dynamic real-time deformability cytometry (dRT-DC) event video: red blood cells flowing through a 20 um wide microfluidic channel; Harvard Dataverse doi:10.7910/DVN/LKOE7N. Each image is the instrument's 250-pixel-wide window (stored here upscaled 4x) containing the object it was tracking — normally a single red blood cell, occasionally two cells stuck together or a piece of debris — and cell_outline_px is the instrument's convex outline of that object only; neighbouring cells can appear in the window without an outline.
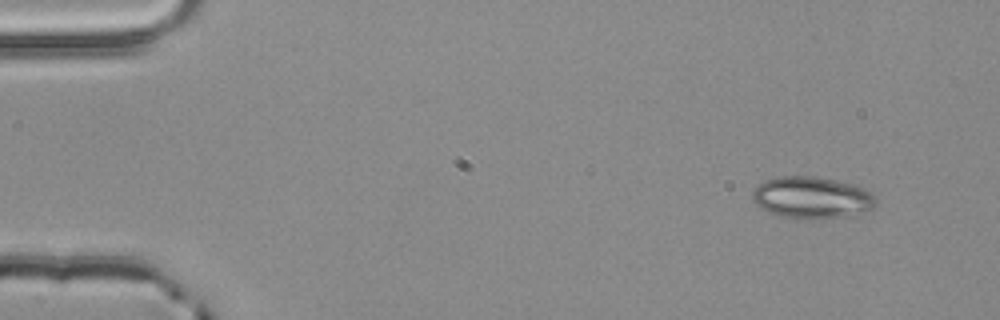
{"species": "common noctule bat (a hibernating species)", "species_latin": "Nyctalus noctula", "temperature_condition": "room temperature", "stored_images_in_passage": 51, "camera_frame_rate_fps": 3000, "um_per_image_px": 0.085, "animal": {"sex": "male", "body_mass_g": 20.4}, "frame": {"image": 1, "passage_image": 1, "time_ms": 0.0, "image_size_px": [1000, 320], "cell_outline_px": [[876, 204], [872, 208], [848, 216], [780, 216], [768, 212], [760, 208], [752, 200], [752, 192], [756, 184], [764, 180], [780, 176], [816, 176], [836, 180], [852, 184], [872, 192], [876, 196]], "centroid_in_image_um": [68.96, 16.74], "position_along_channel_um": 16.0, "area_um2": 29.48}}
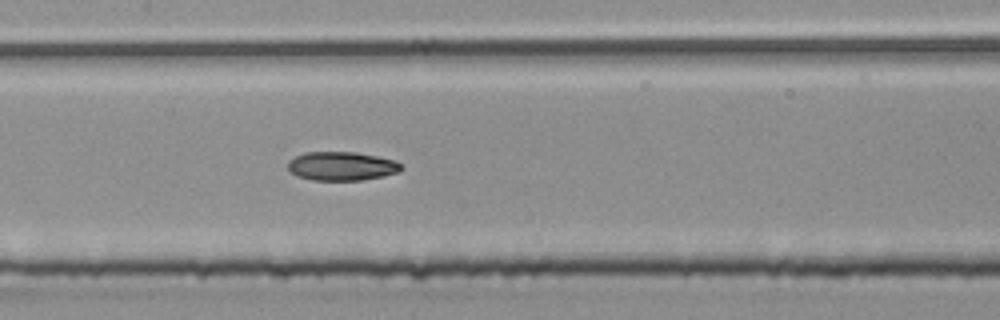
{"frame": {"image": 2, "passage_image": 23, "time_ms": 7.333, "image_size_px": [1000, 320], "cell_outline_px": [[404, 168], [400, 172], [384, 176], [360, 180], [312, 180], [296, 176], [288, 168], [288, 160], [304, 152], [356, 152], [396, 160]], "centroid_in_image_um": [29.06, 14.12], "position_along_channel_um": 178.3, "area_um2": 19.13}}
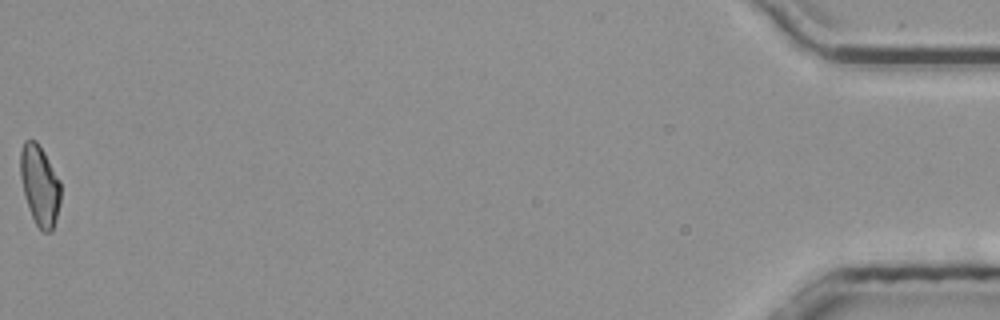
{"frame": {"image": 3, "passage_image": 51, "time_ms": 16.667, "image_size_px": [1000, 320], "cell_outline_px": [[60, 200], [56, 220], [52, 232], [44, 232], [36, 224], [32, 216], [24, 196], [20, 176], [20, 148], [24, 140], [36, 140], [44, 152], [60, 180]], "centroid_in_image_um": [3.37, 15.74], "position_along_channel_um": 431.8, "area_um2": 18.9}, "authors_computed_cell_mechanics": {"area_um2": 19.3052, "velocity_mm_per_s": 3.8565, "shape_relaxation_time_tau1_ms": 6.9202, "shape_relaxation_time_tau2_ms": 3.0413, "deformation_change_tau1": 0.1609, "deformation_change_tau2": 0.0893}}